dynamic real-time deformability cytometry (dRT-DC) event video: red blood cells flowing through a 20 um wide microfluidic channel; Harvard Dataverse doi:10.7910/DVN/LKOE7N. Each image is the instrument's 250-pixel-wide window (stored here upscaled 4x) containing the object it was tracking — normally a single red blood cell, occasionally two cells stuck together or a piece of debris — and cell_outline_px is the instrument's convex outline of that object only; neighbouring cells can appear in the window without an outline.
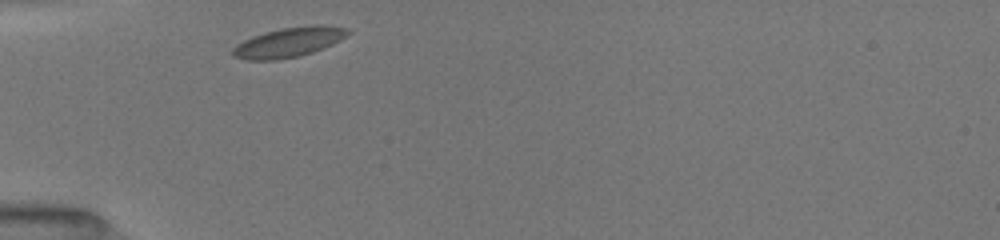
{"species": "common noctule bat (a hibernating species)", "species_latin": "Nyctalus noctula", "temperature_condition": "room temperature", "stored_images_in_passage": 43, "camera_frame_rate_fps": 3000, "um_per_image_px": 0.085, "animal": {"sex": "female", "body_mass_g": 19.5, "forearm_length_mm": 54.1}, "frame": {"image": 1, "passage_image": 1, "time_ms": 0.0, "image_size_px": [1000, 240], "cell_outline_px": [[352, 32], [340, 40], [332, 44], [312, 52], [300, 56], [276, 60], [248, 60], [232, 56], [232, 48], [236, 44], [252, 36], [264, 32], [284, 28], [312, 24], [324, 24], [348, 28]], "centroid_in_image_um": [24.56, 3.58], "position_along_channel_um": 60.4, "area_um2": 20.11}}
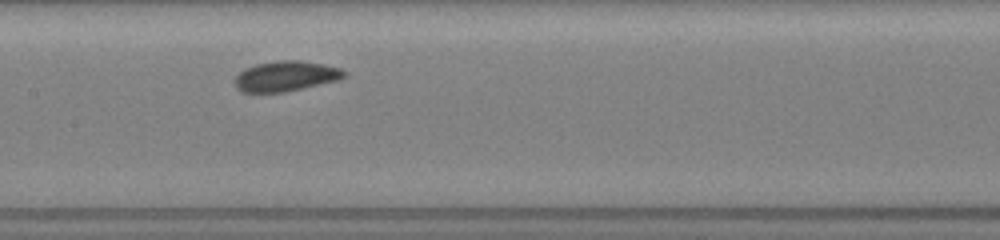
{"frame": {"image": 2, "passage_image": 18, "time_ms": 3.333, "image_size_px": [1000, 240], "cell_outline_px": [[348, 72], [340, 80], [284, 92], [240, 92], [236, 88], [236, 76], [244, 68], [256, 64], [276, 60], [300, 60], [324, 64], [340, 68]], "centroid_in_image_um": [24.31, 6.46], "position_along_channel_um": 183.1, "area_um2": 19.36}}
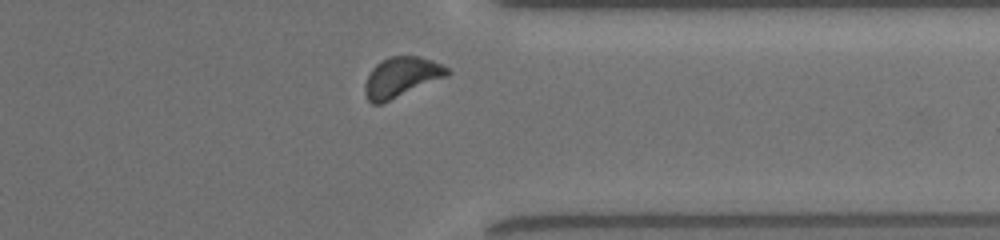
{"frame": {"image": 3, "passage_image": 39, "time_ms": 8.333, "image_size_px": [1000, 240], "cell_outline_px": [[452, 72], [448, 76], [380, 104], [372, 104], [368, 100], [364, 92], [364, 84], [372, 68], [376, 64], [388, 56], [420, 56], [432, 60], [448, 68]], "centroid_in_image_um": [34.11, 6.55], "position_along_channel_um": 377.3, "area_um2": 19.19}, "authors_computed_cell_mechanics": {"area_um2": 18.9584, "velocity_mm_per_s": 3.9193, "shape_relaxation_time_tau1_ms": 2.1641, "shape_relaxation_time_tau2_ms": null, "deformation_change_tau1": 0.0493, "deformation_change_tau2": null}}